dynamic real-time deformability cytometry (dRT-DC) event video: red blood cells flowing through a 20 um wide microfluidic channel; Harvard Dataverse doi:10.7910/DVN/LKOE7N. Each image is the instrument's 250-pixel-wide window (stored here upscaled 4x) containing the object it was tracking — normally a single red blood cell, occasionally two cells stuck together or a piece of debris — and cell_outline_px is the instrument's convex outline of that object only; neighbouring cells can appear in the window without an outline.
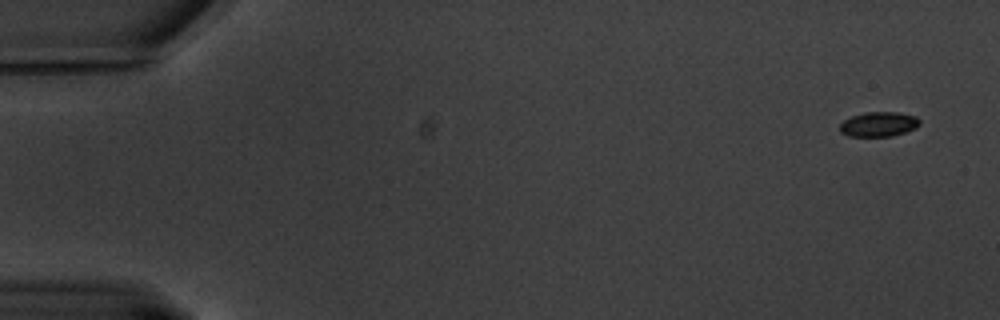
{"species": "common noctule bat (a hibernating species)", "species_latin": "Nyctalus noctula", "temperature_condition": "warm", "stored_images_in_passage": 61, "camera_frame_rate_fps": 3000, "um_per_image_px": 0.085, "animal": {"sex": "male", "body_mass_g": 20.1, "forearm_length_mm": 53.5}, "frame": {"image": 1, "passage_image": 1, "time_ms": 0.0, "image_size_px": [1000, 320], "cell_outline_px": [[920, 124], [916, 128], [892, 136], [848, 136], [840, 132], [840, 124], [844, 120], [852, 116], [864, 112], [900, 112], [916, 116], [920, 120]], "centroid_in_image_um": [74.7, 10.55], "position_along_channel_um": 10.3, "area_um2": 11.56}}
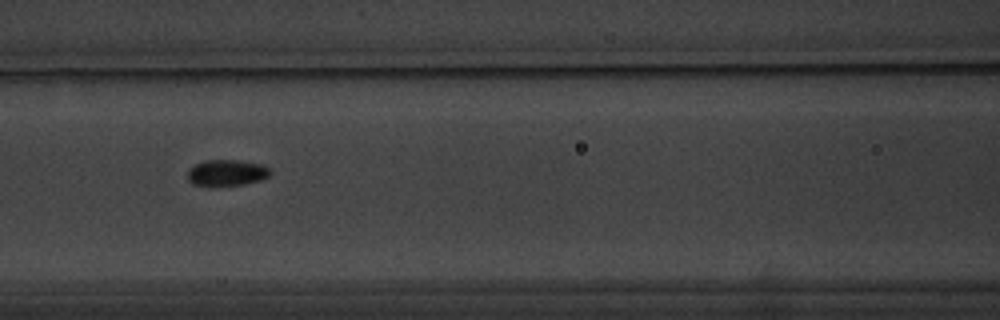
{"frame": {"image": 2, "passage_image": 26, "time_ms": 8.333, "image_size_px": [1000, 320], "cell_outline_px": [[272, 172], [268, 176], [260, 180], [244, 184], [192, 184], [188, 180], [188, 168], [204, 160], [236, 160], [260, 164], [268, 168]], "centroid_in_image_um": [19.26, 14.65], "position_along_channel_um": 147.3, "area_um2": 12.2}}
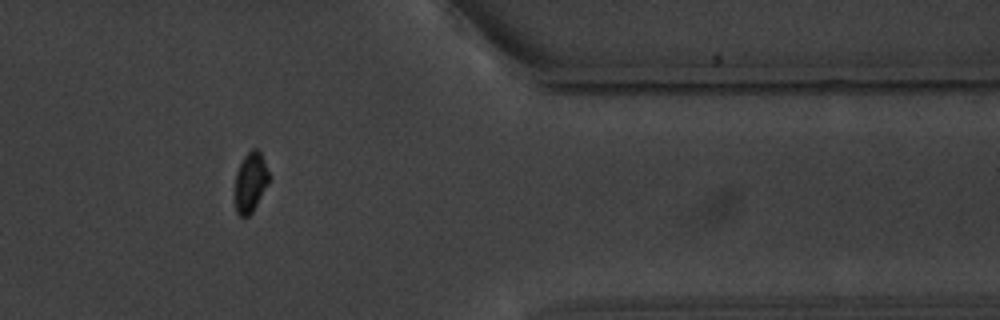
{"frame": {"image": 3, "passage_image": 50, "time_ms": 16.333, "image_size_px": [1000, 320], "cell_outline_px": [[268, 184], [252, 212], [248, 216], [240, 216], [236, 212], [236, 172], [244, 156], [252, 148], [256, 148], [260, 152], [264, 160], [268, 172]], "centroid_in_image_um": [21.29, 15.47], "position_along_channel_um": 390.1, "area_um2": 11.56}, "authors_computed_cell_mechanics": {"area_um2": 12.138, "velocity_mm_per_s": 3.2624, "shape_relaxation_time_tau1_ms": null, "shape_relaxation_time_tau2_ms": 6.4839, "deformation_change_tau1": null, "deformation_change_tau2": 0.046}}